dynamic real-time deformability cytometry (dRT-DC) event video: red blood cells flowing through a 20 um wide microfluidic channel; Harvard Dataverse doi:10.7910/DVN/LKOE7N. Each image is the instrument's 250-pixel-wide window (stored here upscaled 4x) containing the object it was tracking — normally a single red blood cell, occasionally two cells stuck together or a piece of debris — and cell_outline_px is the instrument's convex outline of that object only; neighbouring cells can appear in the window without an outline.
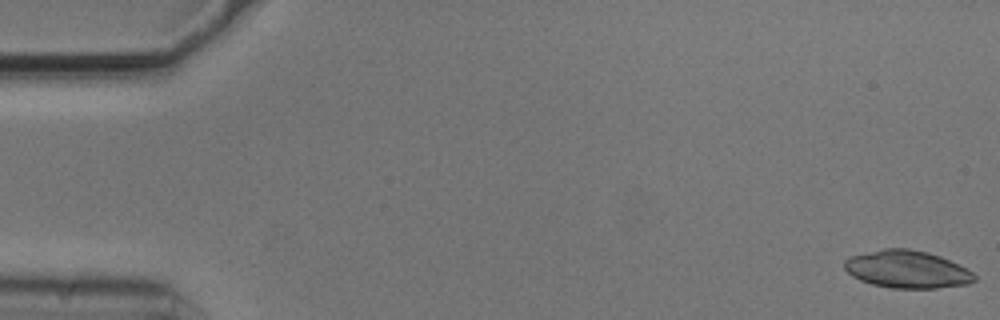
{"species": "common noctule bat (a hibernating species)", "species_latin": "Nyctalus noctula", "temperature_condition": "cold", "stored_images_in_passage": 5, "camera_frame_rate_fps": 3000, "um_per_image_px": 0.085, "animal": {"sex": "male", "body_mass_g": 20.5, "forearm_length_mm": 52.5}, "frame": {"image": 1, "passage_image": 1, "time_ms": 0.0, "image_size_px": [1000, 320], "cell_outline_px": [[976, 280], [968, 284], [936, 288], [892, 288], [872, 284], [860, 280], [852, 276], [844, 268], [844, 260], [852, 256], [884, 248], [908, 248], [928, 252], [940, 256], [972, 272], [976, 276]], "centroid_in_image_um": [77.09, 22.89], "position_along_channel_um": 7.9, "area_um2": 28.26}}
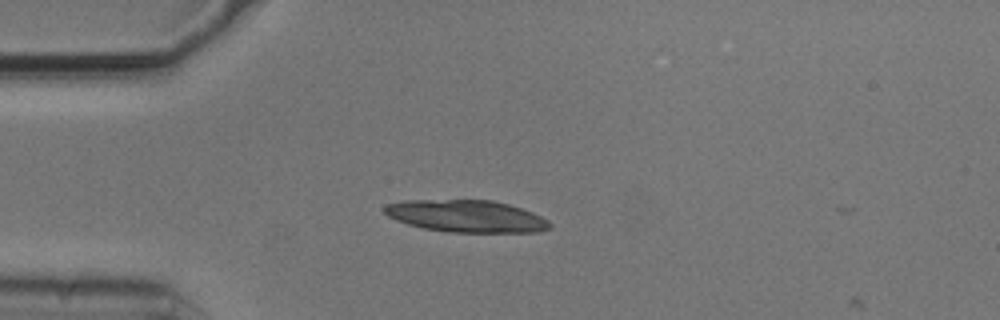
{"frame": {"image": 2, "passage_image": 4, "time_ms": 1.0, "image_size_px": [1000, 320], "cell_outline_px": [[552, 228], [540, 232], [448, 232], [424, 228], [408, 224], [396, 220], [388, 216], [384, 212], [384, 208], [388, 204], [404, 200], [492, 200], [508, 204], [532, 212], [548, 220], [552, 224]], "centroid_in_image_um": [39.67, 18.38], "position_along_channel_um": 45.3, "area_um2": 30.92}}